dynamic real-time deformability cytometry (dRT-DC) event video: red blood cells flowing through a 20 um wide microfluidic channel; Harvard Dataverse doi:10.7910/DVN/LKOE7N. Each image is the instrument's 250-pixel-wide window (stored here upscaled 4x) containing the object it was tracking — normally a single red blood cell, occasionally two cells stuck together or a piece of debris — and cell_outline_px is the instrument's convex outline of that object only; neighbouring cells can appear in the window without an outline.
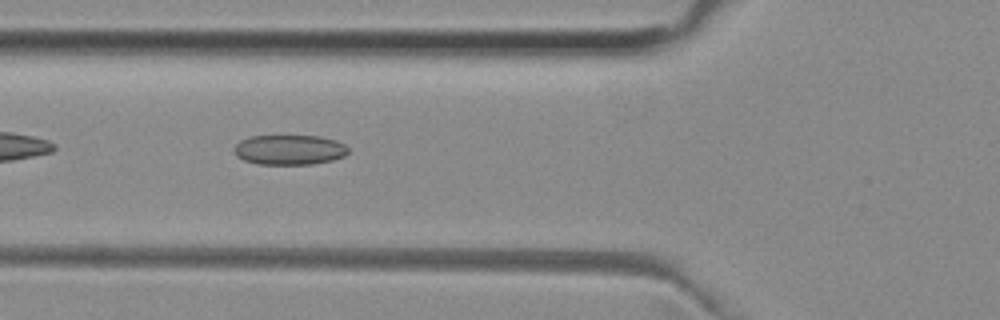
{"species": "common noctule bat (a hibernating species)", "species_latin": "Nyctalus noctula", "temperature_condition": "room temperature", "stored_images_in_passage": 33, "camera_frame_rate_fps": 3000, "um_per_image_px": 0.085, "animal": {"sex": "female", "body_mass_g": 29.2, "forearm_length_mm": 56.3}, "frame": {"image": 1, "passage_image": 4, "time_ms": 1.0, "image_size_px": [1000, 320], "cell_outline_px": [[348, 152], [344, 156], [332, 160], [312, 164], [260, 164], [244, 160], [236, 156], [236, 144], [240, 140], [252, 136], [320, 136], [336, 140], [344, 144], [348, 148]], "centroid_in_image_um": [24.63, 12.73], "position_along_channel_um": 101.2, "area_um2": 19.77}}
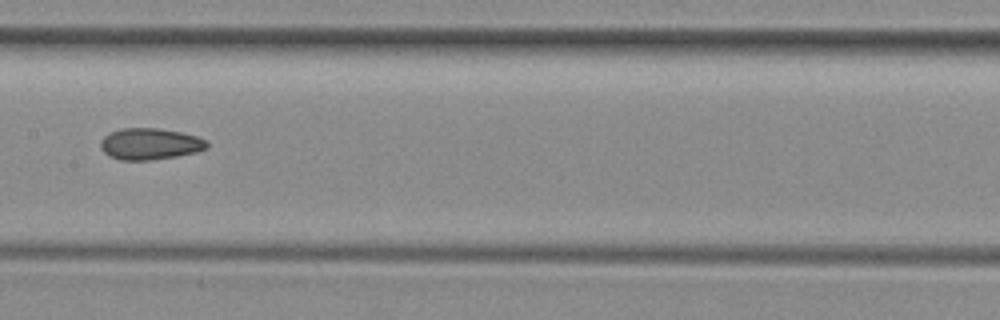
{"frame": {"image": 2, "passage_image": 11, "time_ms": 3.333, "image_size_px": [1000, 320], "cell_outline_px": [[208, 148], [196, 152], [176, 156], [152, 160], [120, 160], [108, 156], [100, 148], [100, 140], [104, 136], [120, 128], [156, 128], [180, 132], [196, 136], [204, 140], [208, 144]], "centroid_in_image_um": [12.71, 12.24], "position_along_channel_um": 194.7, "area_um2": 19.48}}
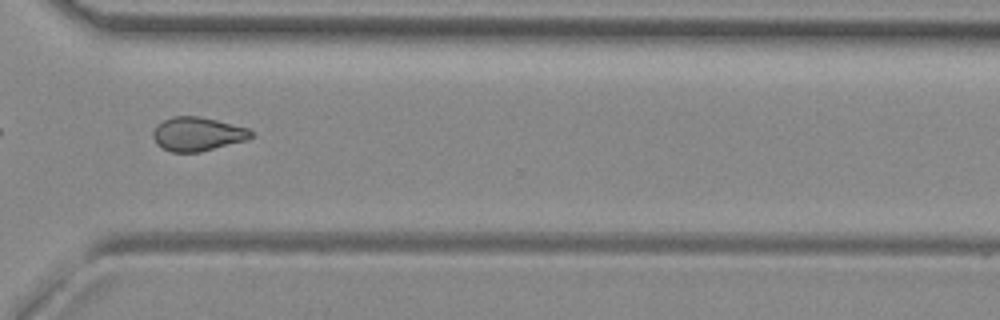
{"frame": {"image": 3, "passage_image": 23, "time_ms": 7.333, "image_size_px": [1000, 320], "cell_outline_px": [[252, 136], [248, 140], [200, 152], [172, 152], [156, 144], [152, 136], [152, 132], [156, 124], [172, 116], [200, 116], [248, 128], [252, 132]], "centroid_in_image_um": [16.76, 11.39], "position_along_channel_um": 353.8, "area_um2": 19.42}, "authors_computed_cell_mechanics": {"area_um2": 19.3052, "velocity_mm_per_s": 3.9878, "shape_relaxation_time_tau1_ms": null, "shape_relaxation_time_tau2_ms": 2.9307, "deformation_change_tau1": null, "deformation_change_tau2": 0.0871}}